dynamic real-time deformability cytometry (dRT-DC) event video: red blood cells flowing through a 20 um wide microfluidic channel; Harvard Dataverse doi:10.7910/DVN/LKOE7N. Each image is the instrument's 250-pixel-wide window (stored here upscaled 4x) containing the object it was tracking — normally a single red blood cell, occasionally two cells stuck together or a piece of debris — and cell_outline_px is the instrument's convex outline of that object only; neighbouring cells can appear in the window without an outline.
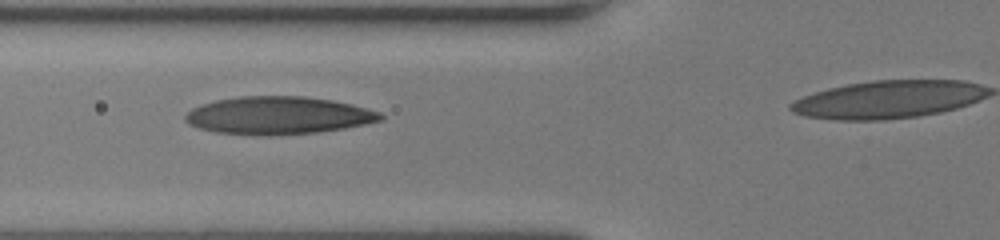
{"species": "human", "species_latin": "Homo sapiens", "temperature_condition": "room temperature", "stored_images_in_passage": 37, "camera_frame_rate_fps": 3000, "um_per_image_px": 0.085, "donor": {"sex": "female"}, "frame": {"image": 1, "passage_image": 14, "time_ms": 4.333, "image_size_px": [1000, 240], "cell_outline_px": [[384, 120], [368, 124], [320, 132], [268, 136], [264, 136], [216, 132], [200, 128], [188, 124], [184, 120], [184, 116], [192, 108], [200, 104], [216, 100], [240, 96], [304, 96], [332, 100], [352, 104], [380, 112], [384, 116]], "centroid_in_image_um": [23.67, 9.82], "position_along_channel_um": 102.1, "area_um2": 43.23}}
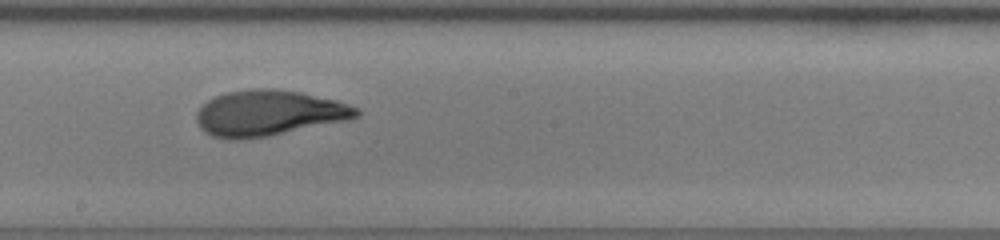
{"frame": {"image": 2, "passage_image": 23, "time_ms": 7.333, "image_size_px": [1000, 240], "cell_outline_px": [[360, 116], [348, 120], [268, 136], [240, 140], [232, 140], [212, 136], [204, 132], [200, 128], [196, 120], [196, 112], [208, 100], [216, 96], [228, 92], [252, 88], [272, 88], [300, 92], [336, 100], [360, 108]], "centroid_in_image_um": [22.84, 9.62], "position_along_channel_um": 225.4, "area_um2": 42.71}}
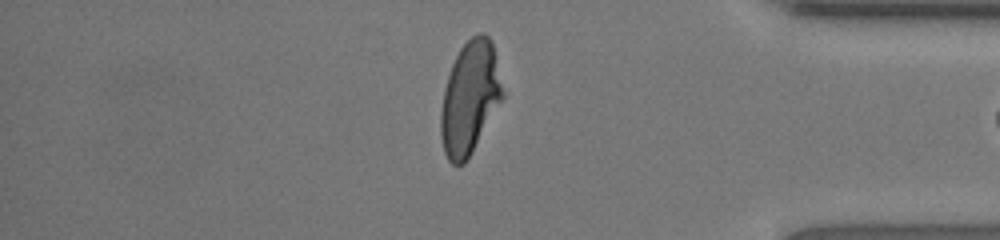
{"frame": {"image": 3, "passage_image": 37, "time_ms": 12.0, "image_size_px": [1000, 240], "cell_outline_px": [[504, 96], [472, 152], [464, 164], [452, 164], [448, 160], [444, 152], [440, 136], [440, 112], [444, 88], [452, 64], [460, 48], [472, 36], [480, 32], [484, 32], [492, 40], [504, 92]], "centroid_in_image_um": [39.93, 8.31], "position_along_channel_um": 395.3, "area_um2": 40.52}, "authors_computed_cell_mechanics": {"area_um2": 42.2518, "velocity_mm_per_s": 4.1112, "shape_relaxation_time_tau1_ms": 5.6866, "shape_relaxation_time_tau2_ms": 1.1165, "deformation_change_tau1": 0.2323, "deformation_change_tau2": 0.0732}}